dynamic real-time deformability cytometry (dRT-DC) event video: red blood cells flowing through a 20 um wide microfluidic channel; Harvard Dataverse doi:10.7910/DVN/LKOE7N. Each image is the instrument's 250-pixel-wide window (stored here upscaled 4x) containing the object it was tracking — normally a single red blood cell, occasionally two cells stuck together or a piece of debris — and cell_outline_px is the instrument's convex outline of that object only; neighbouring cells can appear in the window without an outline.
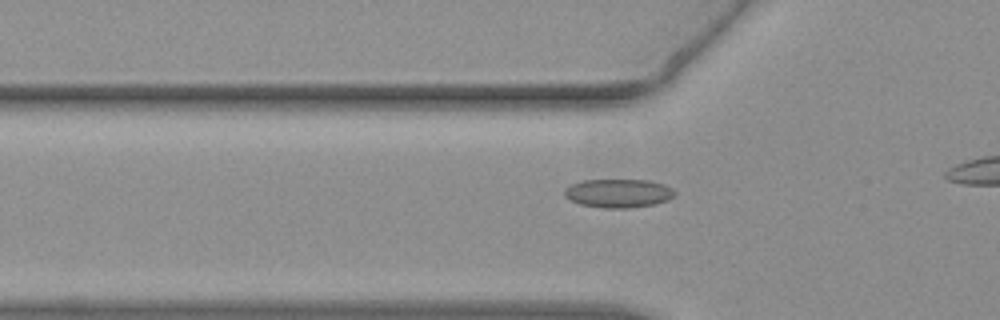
{"species": "common noctule bat (a hibernating species)", "species_latin": "Nyctalus noctula", "temperature_condition": "warm", "stored_images_in_passage": 24, "camera_frame_rate_fps": 3000, "um_per_image_px": 0.085, "animal": {"sex": "female", "body_mass_g": 19.3, "forearm_length_mm": 54.1}, "frame": {"image": 1, "passage_image": 5, "time_ms": 1.333, "image_size_px": [1000, 320], "cell_outline_px": [[676, 192], [668, 200], [656, 204], [628, 208], [604, 208], [580, 204], [564, 196], [564, 188], [572, 184], [584, 180], [648, 180], [664, 184], [672, 188]], "centroid_in_image_um": [52.57, 16.42], "position_along_channel_um": 73.2, "area_um2": 18.38}}
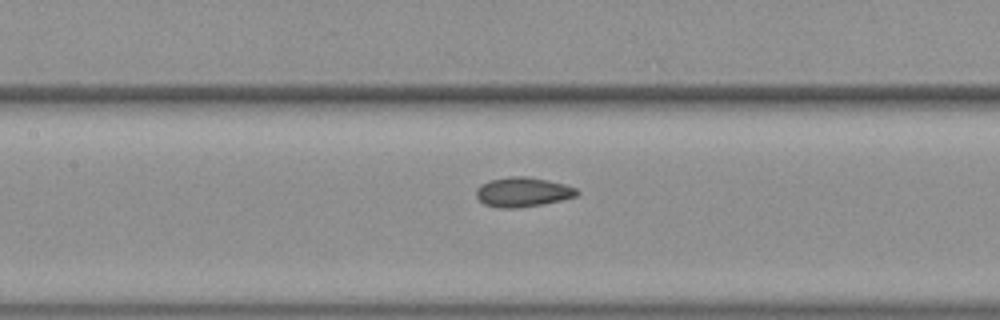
{"frame": {"image": 2, "passage_image": 12, "time_ms": 3.667, "image_size_px": [1000, 320], "cell_outline_px": [[580, 192], [576, 196], [544, 204], [516, 208], [496, 208], [484, 204], [476, 196], [476, 188], [480, 184], [492, 180], [508, 176], [528, 176], [548, 180], [564, 184], [576, 188]], "centroid_in_image_um": [44.42, 16.32], "position_along_channel_um": 163.0, "area_um2": 17.46}}
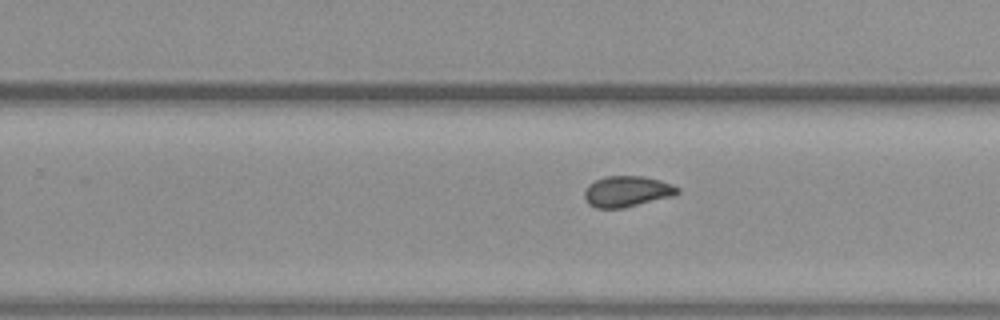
{"frame": {"image": 3, "passage_image": 21, "time_ms": 6.667, "image_size_px": [1000, 320], "cell_outline_px": [[680, 192], [672, 196], [624, 208], [596, 208], [588, 204], [584, 196], [584, 192], [588, 184], [604, 176], [644, 176], [660, 180], [672, 184], [680, 188]], "centroid_in_image_um": [53.29, 16.27], "position_along_channel_um": 276.5, "area_um2": 16.82}}